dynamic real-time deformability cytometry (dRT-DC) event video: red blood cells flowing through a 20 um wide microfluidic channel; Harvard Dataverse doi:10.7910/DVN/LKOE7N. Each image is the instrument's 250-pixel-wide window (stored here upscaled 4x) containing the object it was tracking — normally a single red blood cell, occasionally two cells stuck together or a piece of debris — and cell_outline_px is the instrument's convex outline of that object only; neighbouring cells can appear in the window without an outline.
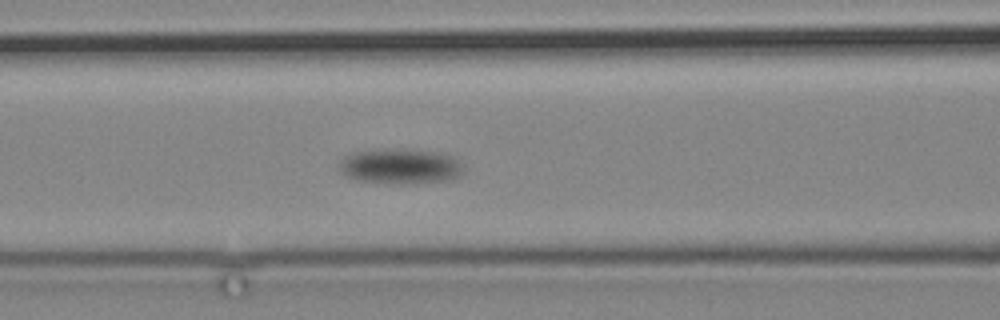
{"species": "common noctule bat (a hibernating species)", "species_latin": "Nyctalus noctula", "temperature_condition": "cold", "stored_images_in_passage": 10, "camera_frame_rate_fps": 3000, "um_per_image_px": 0.085, "animal": {"sex": "male", "body_mass_g": 19.2, "forearm_length_mm": 51.8}, "frame": {"image": 1, "passage_image": 6, "time_ms": 5.667, "image_size_px": [1000, 320], "cell_outline_px": [[464, 172], [460, 176], [452, 180], [408, 184], [388, 184], [356, 180], [340, 172], [340, 164], [344, 156], [352, 152], [436, 152], [452, 156]], "centroid_in_image_um": [34.03, 14.22], "position_along_channel_um": 132.6, "area_um2": 24.39}}